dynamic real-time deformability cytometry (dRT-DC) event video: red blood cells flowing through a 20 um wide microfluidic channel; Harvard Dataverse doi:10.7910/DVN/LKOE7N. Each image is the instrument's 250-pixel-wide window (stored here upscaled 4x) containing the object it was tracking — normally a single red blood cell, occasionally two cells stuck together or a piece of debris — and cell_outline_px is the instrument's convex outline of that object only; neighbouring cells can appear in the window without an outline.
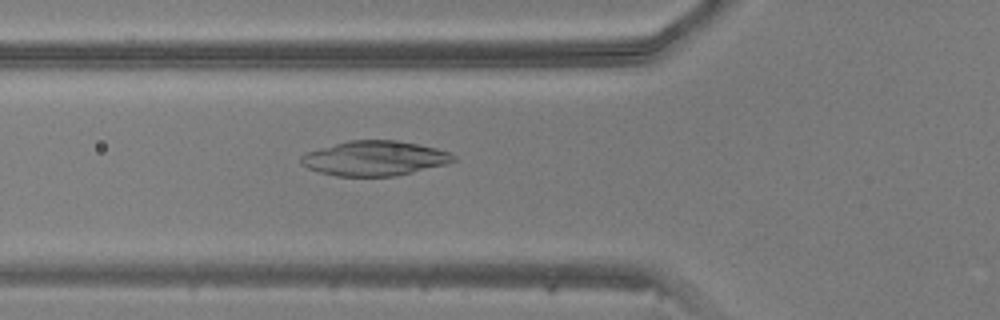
{"species": "common noctule bat (a hibernating species)", "species_latin": "Nyctalus noctula", "temperature_condition": "warm", "stored_images_in_passage": 48, "camera_frame_rate_fps": 3000, "um_per_image_px": 0.085, "animal": {"sex": "male", "body_mass_g": 20.5, "forearm_length_mm": 52.5}, "frame": {"image": 1, "passage_image": 17, "time_ms": 5.333, "image_size_px": [1000, 320], "cell_outline_px": [[456, 160], [448, 164], [396, 176], [336, 176], [320, 172], [308, 168], [300, 164], [300, 156], [308, 152], [320, 148], [348, 140], [396, 140], [436, 148], [448, 152], [456, 156]], "centroid_in_image_um": [31.85, 13.46], "position_along_channel_um": 94.0, "area_um2": 30.87}}
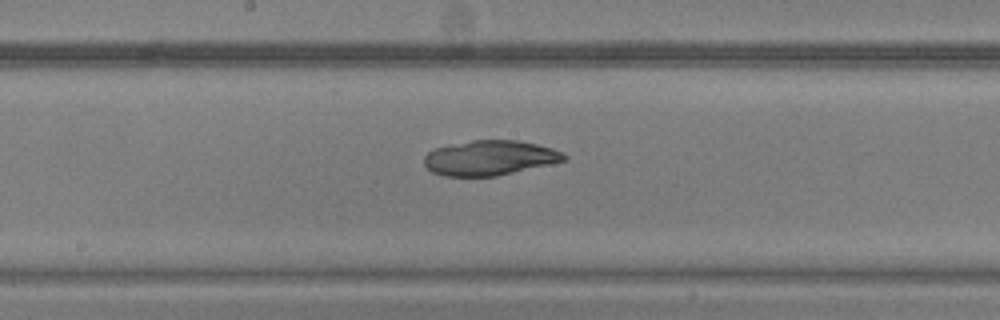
{"frame": {"image": 2, "passage_image": 25, "time_ms": 8.0, "image_size_px": [1000, 320], "cell_outline_px": [[568, 156], [564, 160], [548, 164], [496, 176], [444, 176], [432, 172], [424, 164], [424, 156], [428, 152], [436, 148], [452, 144], [472, 140], [516, 140], [536, 144], [552, 148]], "centroid_in_image_um": [41.58, 13.42], "position_along_channel_um": 206.6, "area_um2": 28.09}}
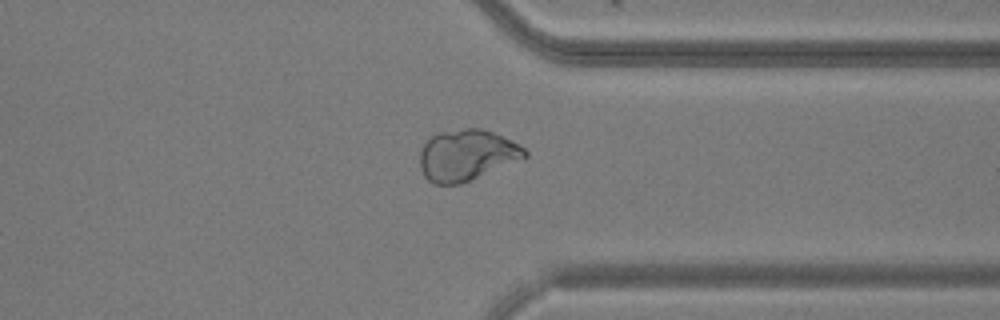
{"frame": {"image": 3, "passage_image": 37, "time_ms": 12.0, "image_size_px": [1000, 320], "cell_outline_px": [[528, 156], [460, 184], [432, 184], [424, 176], [420, 168], [420, 152], [424, 144], [436, 132], [464, 128], [480, 128], [492, 132], [524, 148], [528, 152]], "centroid_in_image_um": [39.61, 13.18], "position_along_channel_um": 371.8, "area_um2": 30.81}}